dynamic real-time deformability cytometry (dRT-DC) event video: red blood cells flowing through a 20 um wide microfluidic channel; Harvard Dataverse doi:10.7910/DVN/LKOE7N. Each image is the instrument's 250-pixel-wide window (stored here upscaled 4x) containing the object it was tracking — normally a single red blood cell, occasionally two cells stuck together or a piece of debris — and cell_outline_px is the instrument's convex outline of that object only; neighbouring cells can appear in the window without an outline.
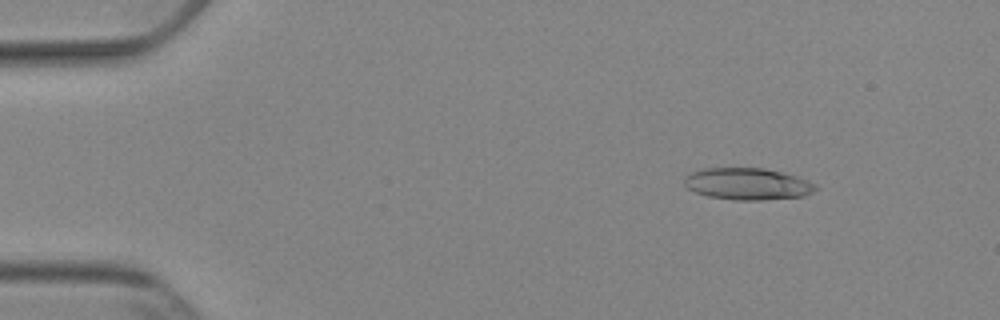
{"species": "Egyptian fruit bat (a non-hibernating species)", "species_latin": "Rousettus aegyptiacus", "temperature_condition": "cold", "stored_images_in_passage": 52, "camera_frame_rate_fps": 3000, "um_per_image_px": 0.085, "animal": {"sex": "female"}, "frame": {"image": 1, "passage_image": 7, "time_ms": 2.0, "image_size_px": [1000, 320], "cell_outline_px": [[820, 188], [804, 196], [764, 200], [732, 200], [708, 196], [696, 192], [688, 188], [684, 184], [684, 176], [692, 172], [704, 168], [764, 168], [796, 176], [808, 180], [816, 184]], "centroid_in_image_um": [63.56, 15.64], "position_along_channel_um": 21.4, "area_um2": 24.45}}
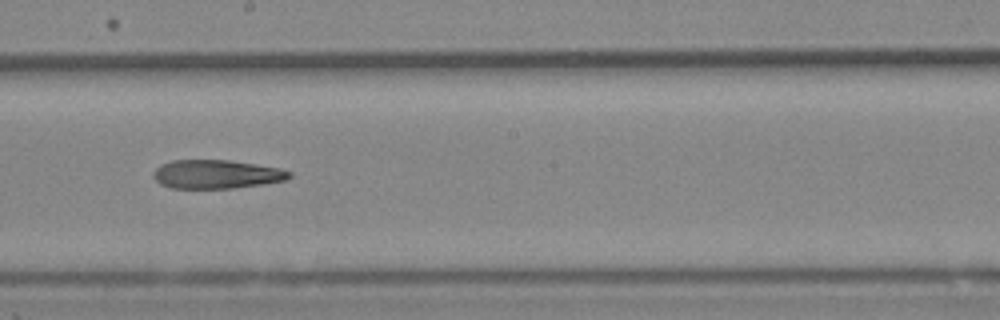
{"frame": {"image": 2, "passage_image": 30, "time_ms": 9.667, "image_size_px": [1000, 320], "cell_outline_px": [[292, 176], [284, 180], [260, 184], [232, 188], [172, 188], [160, 184], [152, 176], [152, 172], [160, 164], [172, 160], [228, 160], [280, 168], [292, 172]], "centroid_in_image_um": [18.35, 14.8], "position_along_channel_um": 229.8, "area_um2": 22.66}}
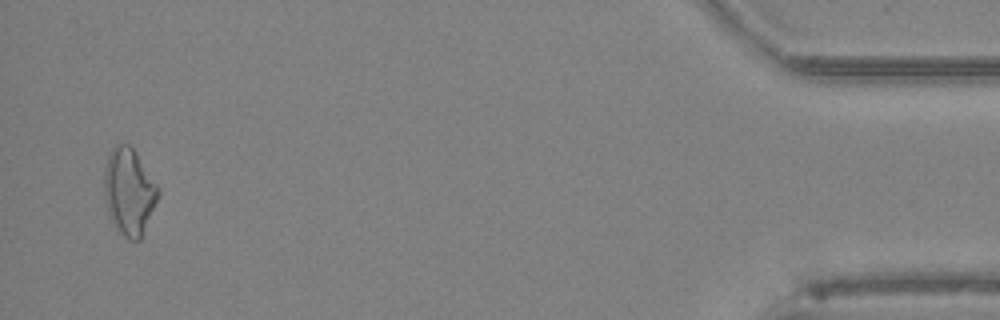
{"frame": {"image": 3, "passage_image": 51, "time_ms": 16.667, "image_size_px": [1000, 320], "cell_outline_px": [[160, 192], [140, 240], [128, 240], [120, 232], [108, 216], [104, 192], [104, 168], [108, 152], [116, 144], [128, 144], [136, 152], [160, 188]], "centroid_in_image_um": [10.95, 16.26], "position_along_channel_um": 424.2, "area_um2": 27.28}, "authors_computed_cell_mechanics": {"area_um2": 24.1604, "velocity_mm_per_s": 3.898, "shape_relaxation_time_tau1_ms": 8.3983, "shape_relaxation_time_tau2_ms": 7.7902, "deformation_change_tau1": 0.2198, "deformation_change_tau2": 0.2318}}